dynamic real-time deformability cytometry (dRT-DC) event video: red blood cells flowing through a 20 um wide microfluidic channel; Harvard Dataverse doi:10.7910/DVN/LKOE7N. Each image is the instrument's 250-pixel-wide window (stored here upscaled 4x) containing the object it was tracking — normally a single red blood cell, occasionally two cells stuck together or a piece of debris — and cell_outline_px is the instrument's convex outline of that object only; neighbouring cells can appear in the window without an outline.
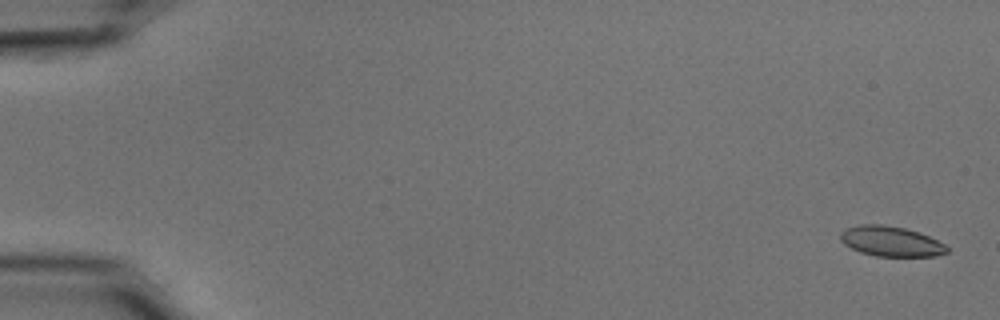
{"species": "common noctule bat (a hibernating species)", "species_latin": "Nyctalus noctula", "temperature_condition": "cold", "stored_images_in_passage": 17, "camera_frame_rate_fps": 3000, "um_per_image_px": 0.085, "animal": {"sex": "male", "body_mass_g": 15.6}, "frame": {"image": 1, "passage_image": 1, "time_ms": 0.0, "image_size_px": [1000, 320], "cell_outline_px": [[948, 252], [936, 256], [876, 256], [860, 252], [844, 244], [840, 240], [840, 232], [848, 228], [860, 224], [884, 224], [904, 228], [928, 236], [944, 244], [948, 248]], "centroid_in_image_um": [75.7, 20.51], "position_along_channel_um": 9.3, "area_um2": 18.55}}
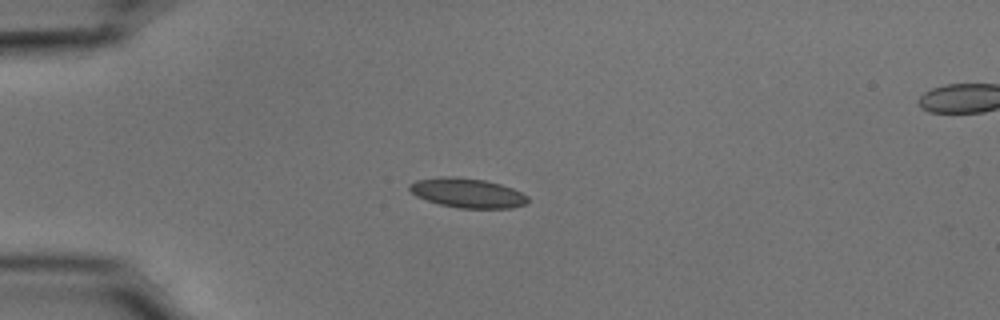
{"frame": {"image": 2, "passage_image": 14, "time_ms": 4.333, "image_size_px": [1000, 320], "cell_outline_px": [[528, 204], [512, 208], [460, 208], [440, 204], [416, 196], [408, 188], [408, 184], [416, 180], [440, 176], [456, 176], [484, 180], [500, 184], [512, 188], [528, 196]], "centroid_in_image_um": [39.73, 16.39], "position_along_channel_um": 45.3, "area_um2": 20.4}}